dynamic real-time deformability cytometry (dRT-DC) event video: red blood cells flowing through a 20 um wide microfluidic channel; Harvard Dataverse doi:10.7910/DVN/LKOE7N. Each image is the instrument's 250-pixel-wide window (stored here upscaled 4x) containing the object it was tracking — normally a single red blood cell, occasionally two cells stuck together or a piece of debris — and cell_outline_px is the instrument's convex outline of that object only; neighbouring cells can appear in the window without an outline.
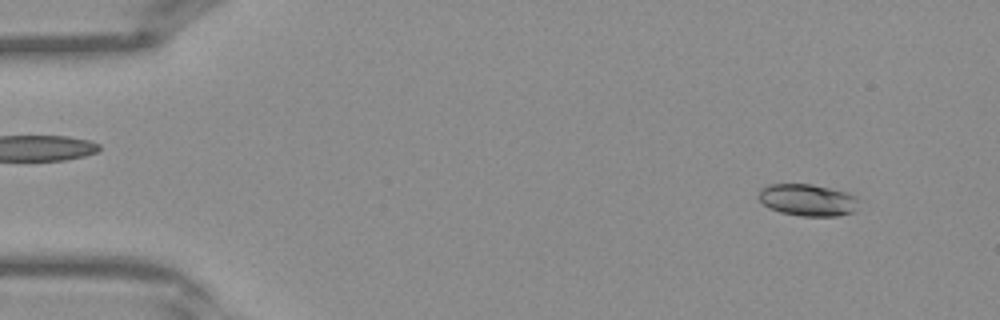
{"species": "Egyptian fruit bat (a non-hibernating species)", "species_latin": "Rousettus aegyptiacus", "temperature_condition": "warm", "stored_images_in_passage": 40, "camera_frame_rate_fps": 3000, "um_per_image_px": 0.085, "frame": {"image": 1, "passage_image": 3, "time_ms": 0.667, "image_size_px": [1000, 320], "cell_outline_px": [[856, 200], [852, 212], [836, 216], [800, 216], [780, 212], [768, 208], [756, 196], [760, 188], [768, 184], [812, 184], [848, 192], [856, 196]], "centroid_in_image_um": [68.56, 16.99], "position_along_channel_um": 16.4, "area_um2": 18.61}}
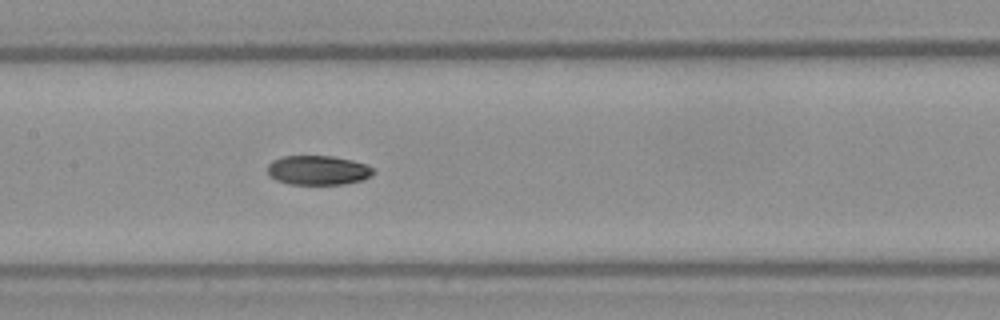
{"frame": {"image": 2, "passage_image": 19, "time_ms": 6.0, "image_size_px": [1000, 320], "cell_outline_px": [[376, 172], [364, 180], [344, 184], [288, 184], [276, 180], [268, 176], [268, 164], [272, 160], [284, 156], [332, 156], [352, 160], [364, 164], [372, 168]], "centroid_in_image_um": [27.02, 14.47], "position_along_channel_um": 180.4, "area_um2": 18.21}}
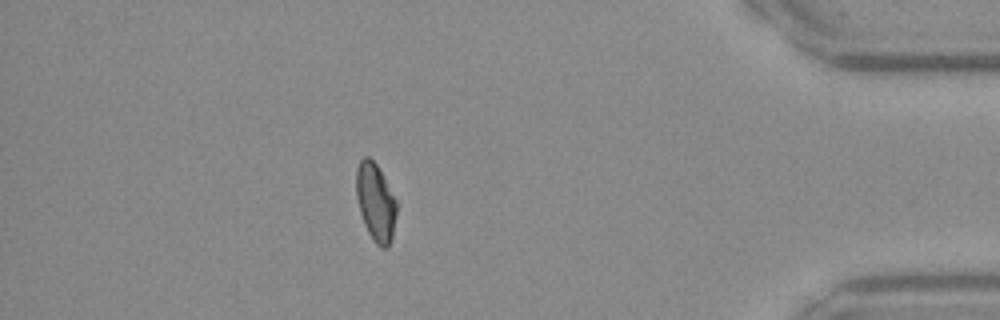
{"frame": {"image": 3, "passage_image": 35, "time_ms": 11.333, "image_size_px": [1000, 320], "cell_outline_px": [[396, 212], [392, 236], [388, 248], [380, 248], [372, 240], [364, 224], [360, 212], [356, 196], [356, 168], [360, 160], [364, 156], [368, 156], [376, 164], [396, 200]], "centroid_in_image_um": [31.9, 17.2], "position_along_channel_um": 403.3, "area_um2": 18.15}}